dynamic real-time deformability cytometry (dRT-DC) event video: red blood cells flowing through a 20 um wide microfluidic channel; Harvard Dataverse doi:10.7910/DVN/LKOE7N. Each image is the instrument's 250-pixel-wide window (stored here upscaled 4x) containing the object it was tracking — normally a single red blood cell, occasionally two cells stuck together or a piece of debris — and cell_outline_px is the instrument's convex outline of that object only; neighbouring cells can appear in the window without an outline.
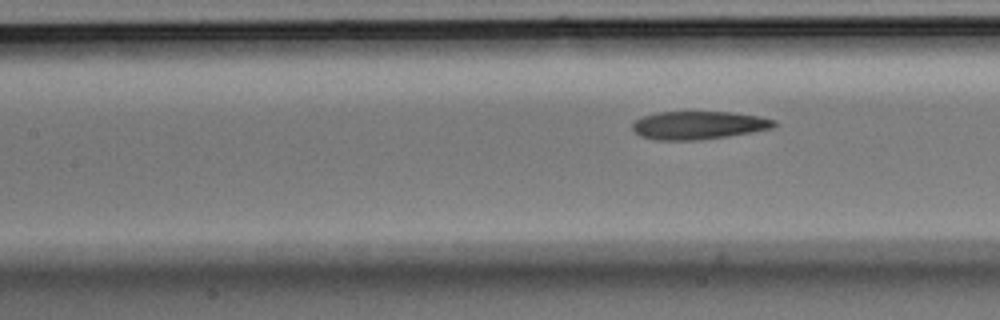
{"species": "Egyptian fruit bat (a non-hibernating species)", "species_latin": "Rousettus aegyptiacus", "temperature_condition": "room temperature", "stored_images_in_passage": 9, "camera_frame_rate_fps": 3000, "um_per_image_px": 0.085, "animal": {"sex": "male"}, "frame": {"image": 1, "passage_image": 9, "time_ms": 2.667, "image_size_px": [1000, 320], "cell_outline_px": [[776, 124], [772, 128], [752, 132], [728, 136], [696, 140], [656, 140], [640, 136], [632, 128], [632, 124], [636, 120], [644, 116], [656, 112], [732, 112], [760, 116], [776, 120]], "centroid_in_image_um": [59.38, 10.64], "position_along_channel_um": 148.0, "area_um2": 23.18}}